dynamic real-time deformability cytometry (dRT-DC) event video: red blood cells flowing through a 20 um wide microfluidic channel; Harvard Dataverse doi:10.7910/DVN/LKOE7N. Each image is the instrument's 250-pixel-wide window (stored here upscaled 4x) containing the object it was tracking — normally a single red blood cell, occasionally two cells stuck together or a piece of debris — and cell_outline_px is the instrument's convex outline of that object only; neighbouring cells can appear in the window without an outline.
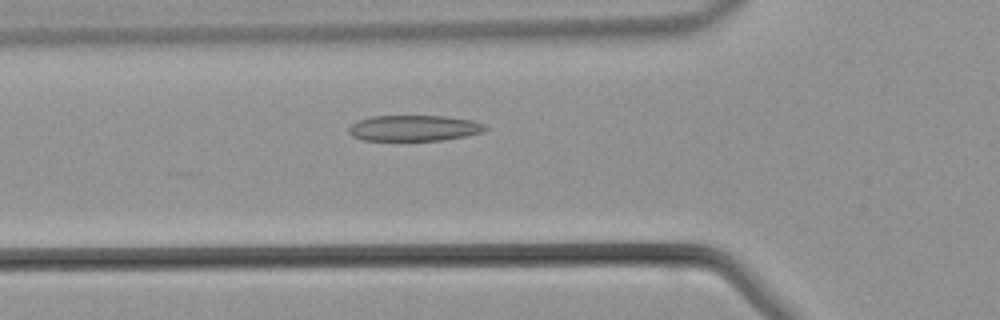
{"species": "common noctule bat (a hibernating species)", "species_latin": "Nyctalus noctula", "temperature_condition": "warm", "stored_images_in_passage": 14, "camera_frame_rate_fps": 3000, "um_per_image_px": 0.085, "animal": {"sex": "male", "body_mass_g": 21.5, "forearm_length_mm": 52.0}, "frame": {"image": 1, "passage_image": 4, "time_ms": 1.0, "image_size_px": [1000, 320], "cell_outline_px": [[488, 128], [480, 132], [464, 136], [444, 140], [364, 140], [352, 136], [348, 132], [348, 128], [356, 120], [372, 116], [444, 116], [472, 120], [484, 124]], "centroid_in_image_um": [35.15, 10.88], "position_along_channel_um": 90.6, "area_um2": 20.46}}
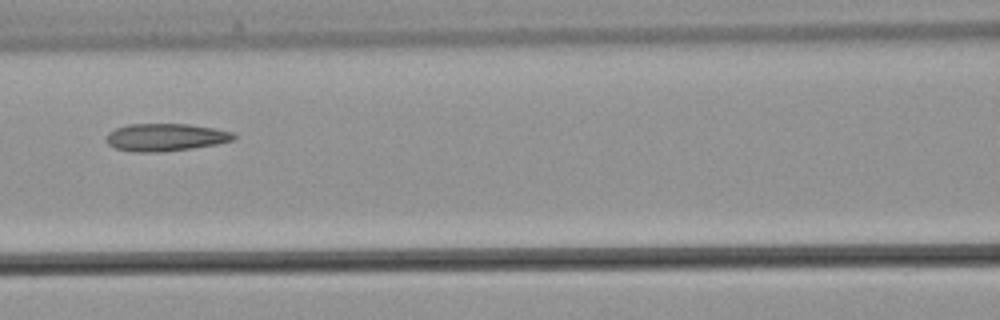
{"frame": {"image": 2, "passage_image": 8, "time_ms": 2.333, "image_size_px": [1000, 320], "cell_outline_px": [[236, 136], [232, 140], [216, 144], [192, 148], [160, 152], [136, 152], [116, 148], [108, 144], [104, 140], [108, 132], [116, 128], [128, 124], [188, 124], [212, 128], [232, 132]], "centroid_in_image_um": [14.02, 11.67], "position_along_channel_um": 152.6, "area_um2": 20.35}}
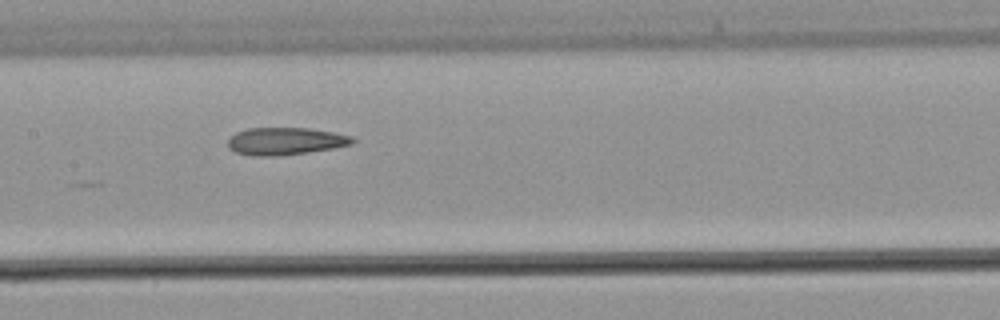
{"frame": {"image": 3, "passage_image": 10, "time_ms": 3.0, "image_size_px": [1000, 320], "cell_outline_px": [[356, 140], [352, 144], [332, 148], [308, 152], [280, 156], [252, 156], [236, 152], [228, 148], [228, 140], [236, 132], [248, 128], [308, 128], [332, 132], [352, 136]], "centroid_in_image_um": [24.24, 12.0], "position_along_channel_um": 183.2, "area_um2": 19.88}}